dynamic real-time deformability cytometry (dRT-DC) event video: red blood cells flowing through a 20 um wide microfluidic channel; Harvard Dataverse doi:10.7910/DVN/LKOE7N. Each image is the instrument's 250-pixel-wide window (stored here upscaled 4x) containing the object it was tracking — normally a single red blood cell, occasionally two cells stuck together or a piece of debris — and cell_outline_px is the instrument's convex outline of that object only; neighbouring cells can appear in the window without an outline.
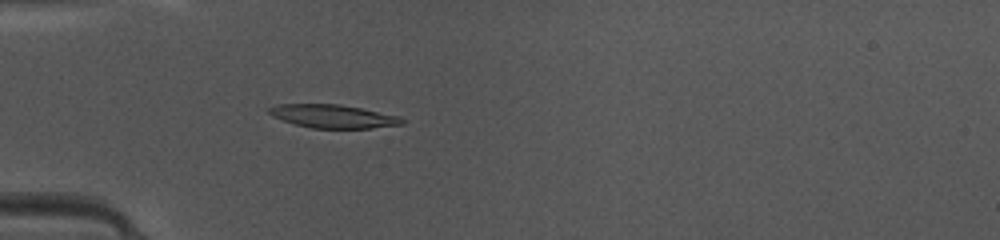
{"species": "common noctule bat (a hibernating species)", "species_latin": "Nyctalus noctula", "temperature_condition": "warm", "stored_images_in_passage": 45, "camera_frame_rate_fps": 3000, "um_per_image_px": 0.085, "animal": {"sex": "female", "body_mass_g": 10.0, "forearm_length_mm": 53.1}, "frame": {"image": 1, "passage_image": 12, "time_ms": 3.667, "image_size_px": [1000, 240], "cell_outline_px": [[404, 124], [372, 128], [312, 128], [296, 124], [272, 116], [268, 112], [268, 108], [276, 104], [340, 104], [400, 116], [404, 120]], "centroid_in_image_um": [28.32, 9.88], "position_along_channel_um": 56.7, "area_um2": 17.98}}
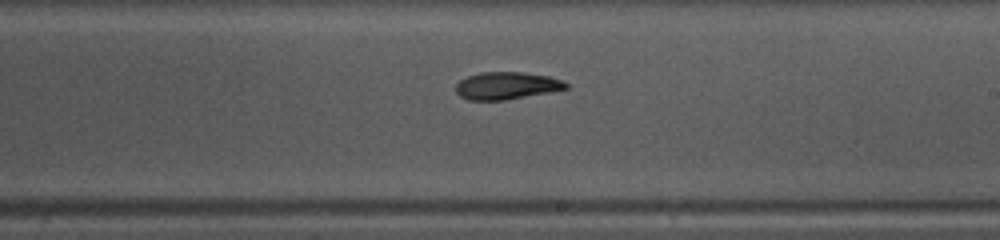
{"frame": {"image": 2, "passage_image": 26, "time_ms": 8.333, "image_size_px": [1000, 240], "cell_outline_px": [[568, 88], [548, 92], [504, 100], [468, 100], [460, 96], [456, 92], [456, 84], [460, 80], [468, 76], [480, 72], [524, 72], [548, 76], [560, 80], [568, 84]], "centroid_in_image_um": [43.02, 7.28], "position_along_channel_um": 246.0, "area_um2": 17.4}}
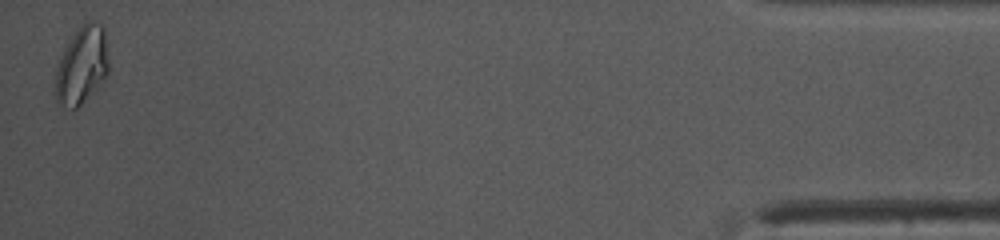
{"frame": {"image": 3, "passage_image": 45, "time_ms": 14.667, "image_size_px": [1000, 240], "cell_outline_px": [[108, 72], [104, 80], [76, 108], [64, 108], [56, 100], [56, 68], [60, 56], [64, 48], [72, 36], [88, 20], [92, 20], [104, 24], [108, 60]], "centroid_in_image_um": [6.97, 5.53], "position_along_channel_um": 428.2, "area_um2": 23.93}, "authors_computed_cell_mechanics": {"area_um2": 18.0336, "velocity_mm_per_s": 4.1606, "shape_relaxation_time_tau1_ms": 6.5255, "shape_relaxation_time_tau2_ms": 5.0289, "deformation_change_tau1": 0.2112, "deformation_change_tau2": 0.1271}}